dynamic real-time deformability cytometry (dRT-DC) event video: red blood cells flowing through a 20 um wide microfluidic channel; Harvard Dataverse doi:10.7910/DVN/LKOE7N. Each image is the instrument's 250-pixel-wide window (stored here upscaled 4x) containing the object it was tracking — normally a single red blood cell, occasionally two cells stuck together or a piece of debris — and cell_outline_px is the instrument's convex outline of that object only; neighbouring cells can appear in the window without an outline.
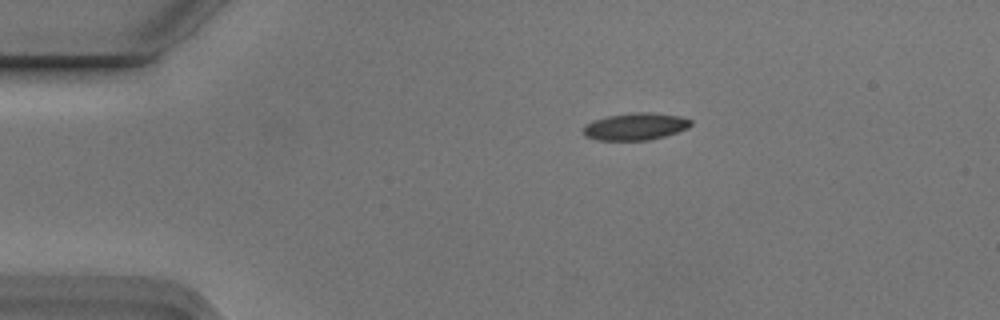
{"species": "Egyptian fruit bat (a non-hibernating species)", "species_latin": "Rousettus aegyptiacus", "temperature_condition": "cold", "stored_images_in_passage": 2, "camera_frame_rate_fps": 3000, "um_per_image_px": 0.085, "animal": {"sex": "male"}, "frame": {"image": 1, "passage_image": 2, "time_ms": 0.333, "image_size_px": [1000, 320], "cell_outline_px": [[692, 124], [688, 128], [664, 136], [648, 140], [596, 140], [584, 136], [584, 124], [608, 116], [636, 112], [640, 112], [680, 116], [692, 120]], "centroid_in_image_um": [54.0, 10.76], "position_along_channel_um": 31.0, "area_um2": 16.76}}